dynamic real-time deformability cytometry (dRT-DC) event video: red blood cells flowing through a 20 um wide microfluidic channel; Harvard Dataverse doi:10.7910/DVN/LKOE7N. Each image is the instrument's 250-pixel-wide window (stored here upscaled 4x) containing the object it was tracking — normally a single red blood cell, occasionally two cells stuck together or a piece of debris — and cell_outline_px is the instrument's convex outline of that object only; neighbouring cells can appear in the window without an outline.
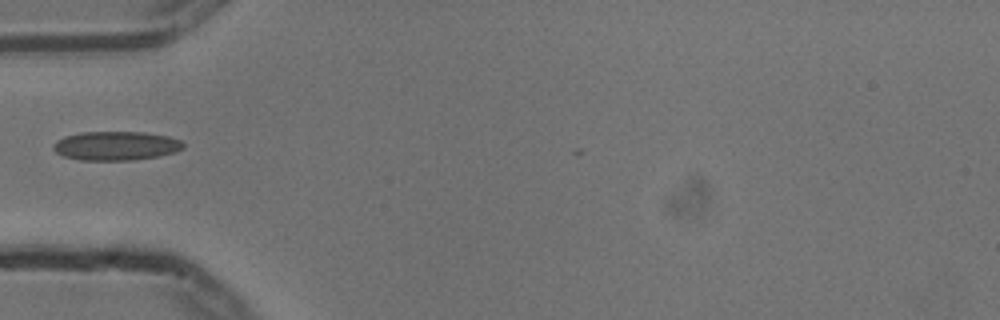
{"species": "common noctule bat (a hibernating species)", "species_latin": "Nyctalus noctula", "temperature_condition": "cold", "stored_images_in_passage": 38, "camera_frame_rate_fps": 3000, "um_per_image_px": 0.085, "animal": {"sex": "male", "body_mass_g": 13.3}, "frame": {"image": 1, "passage_image": 1, "time_ms": 0.0, "image_size_px": [1000, 320], "cell_outline_px": [[184, 148], [176, 152], [160, 156], [132, 160], [80, 160], [64, 156], [56, 152], [52, 148], [52, 144], [56, 140], [64, 136], [80, 132], [144, 132], [168, 136], [180, 140], [184, 144]], "centroid_in_image_um": [9.85, 12.39], "position_along_channel_um": 75.2, "area_um2": 22.14}}
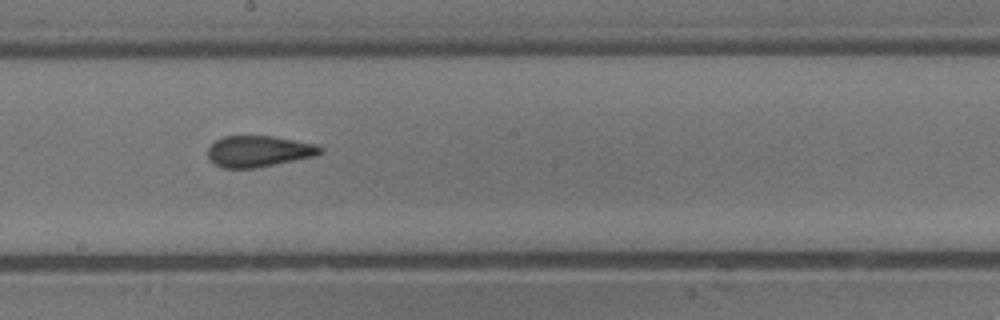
{"frame": {"image": 2, "passage_image": 13, "time_ms": 4.0, "image_size_px": [1000, 320], "cell_outline_px": [[324, 152], [316, 156], [256, 168], [224, 168], [216, 164], [208, 156], [208, 148], [216, 140], [224, 136], [272, 136], [320, 144], [324, 148]], "centroid_in_image_um": [22.08, 12.85], "position_along_channel_um": 226.1, "area_um2": 20.58}}
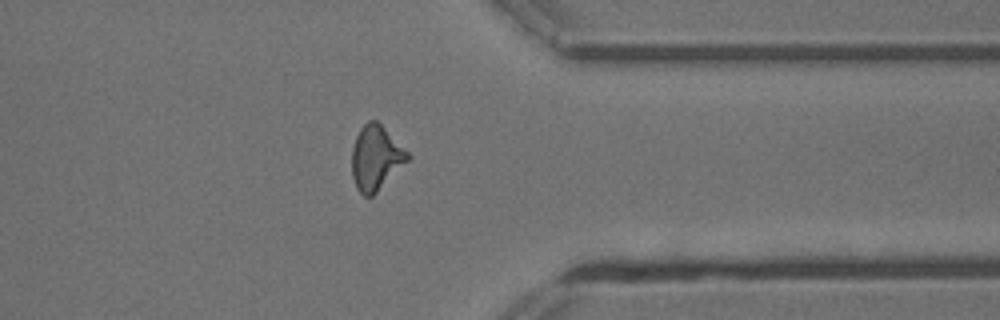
{"frame": {"image": 3, "passage_image": 26, "time_ms": 8.333, "image_size_px": [1000, 320], "cell_outline_px": [[412, 156], [372, 196], [364, 196], [356, 188], [352, 176], [352, 148], [356, 136], [360, 128], [368, 120], [376, 120]], "centroid_in_image_um": [31.92, 13.41], "position_along_channel_um": 379.5, "area_um2": 20.63}}